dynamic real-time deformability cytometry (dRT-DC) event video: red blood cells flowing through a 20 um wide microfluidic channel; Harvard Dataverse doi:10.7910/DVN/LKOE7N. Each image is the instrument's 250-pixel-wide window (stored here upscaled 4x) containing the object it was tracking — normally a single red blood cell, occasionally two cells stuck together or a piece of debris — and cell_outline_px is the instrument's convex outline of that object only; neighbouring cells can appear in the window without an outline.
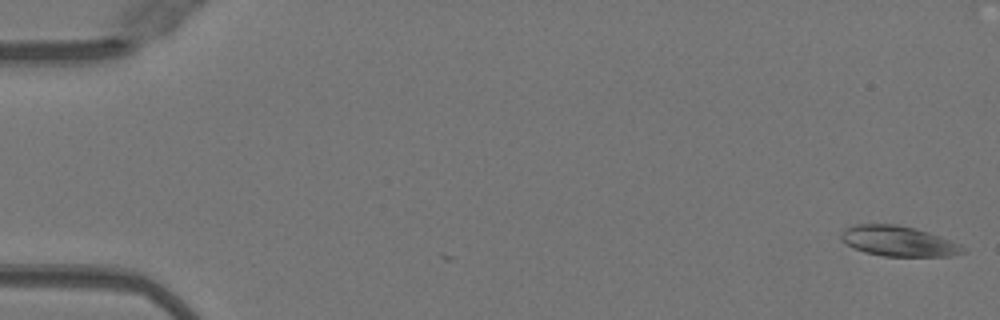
{"species": "Egyptian fruit bat (a non-hibernating species)", "species_latin": "Rousettus aegyptiacus", "temperature_condition": "warm", "stored_images_in_passage": 51, "segment_of_instrument_passage": [1, 2], "camera_frame_rate_fps": 3000, "um_per_image_px": 0.085, "animal": {"sex": "female"}, "frame": {"image": 1, "passage_image": 1, "time_ms": 0.0, "image_size_px": [1000, 320], "cell_outline_px": [[968, 252], [948, 256], [884, 256], [864, 252], [852, 248], [840, 240], [840, 232], [844, 228], [852, 224], [896, 224], [916, 228], [952, 240], [960, 244]], "centroid_in_image_um": [76.33, 20.49], "position_along_channel_um": 8.7, "area_um2": 21.85}}
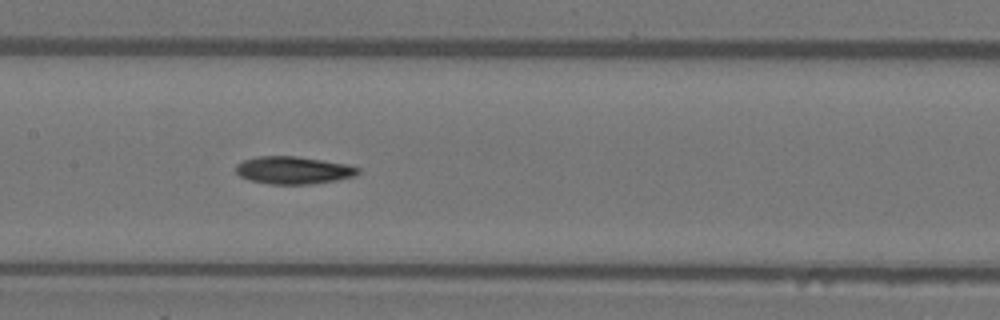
{"frame": {"image": 2, "passage_image": 25, "time_ms": 8.0, "image_size_px": [1000, 320], "cell_outline_px": [[360, 172], [352, 176], [336, 180], [312, 184], [272, 184], [252, 180], [240, 176], [236, 172], [236, 164], [244, 160], [256, 156], [296, 156], [348, 164], [360, 168]], "centroid_in_image_um": [24.94, 14.46], "position_along_channel_um": 182.5, "area_um2": 19.48}}
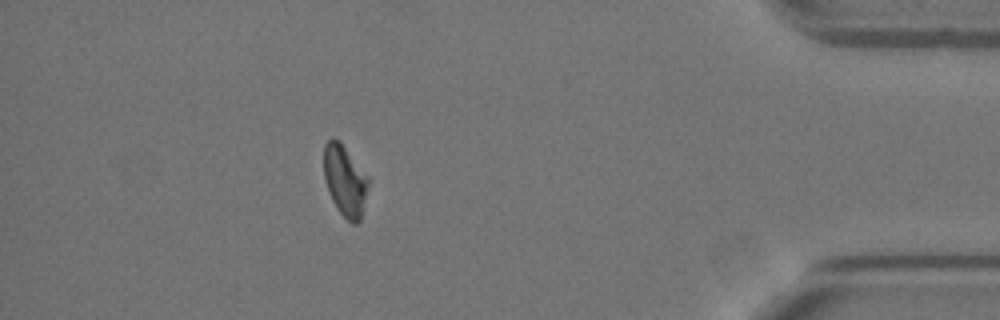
{"frame": {"image": 3, "passage_image": 45, "time_ms": 14.667, "image_size_px": [1000, 320], "cell_outline_px": [[368, 184], [360, 220], [356, 224], [352, 224], [336, 208], [332, 200], [324, 180], [324, 144], [332, 136], [340, 140], [368, 176]], "centroid_in_image_um": [29.3, 15.31], "position_along_channel_um": 405.9, "area_um2": 18.38}}